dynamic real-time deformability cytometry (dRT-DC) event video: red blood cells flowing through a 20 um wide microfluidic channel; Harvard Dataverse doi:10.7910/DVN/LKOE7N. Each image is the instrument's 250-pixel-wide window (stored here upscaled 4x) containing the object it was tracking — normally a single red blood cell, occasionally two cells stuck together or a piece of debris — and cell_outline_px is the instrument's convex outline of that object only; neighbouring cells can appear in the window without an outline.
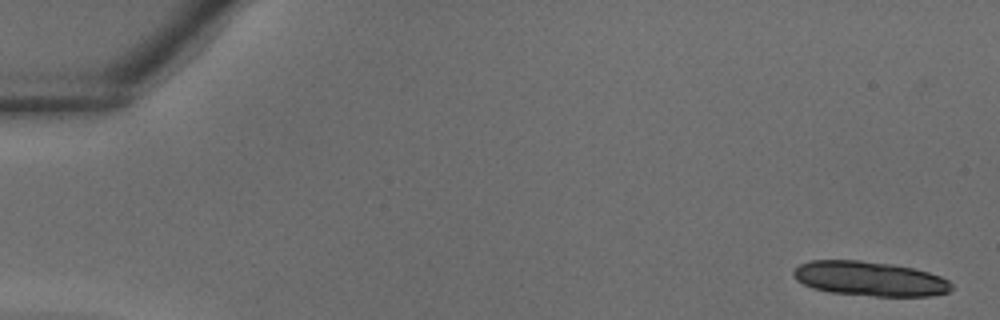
{"species": "common noctule bat (a hibernating species)", "species_latin": "Nyctalus noctula", "temperature_condition": "warm", "stored_images_in_passage": 38, "camera_frame_rate_fps": 3000, "um_per_image_px": 0.085, "animal": {"sex": "male", "body_mass_g": 18.8}, "frame": {"image": 1, "passage_image": 1, "time_ms": 0.0, "image_size_px": [1000, 320], "cell_outline_px": [[952, 288], [948, 292], [932, 296], [872, 296], [832, 292], [812, 288], [796, 280], [792, 272], [800, 264], [812, 260], [860, 260], [892, 264], [912, 268], [928, 272], [940, 276], [948, 280], [952, 284]], "centroid_in_image_um": [73.93, 23.69], "position_along_channel_um": 11.1, "area_um2": 31.79}}
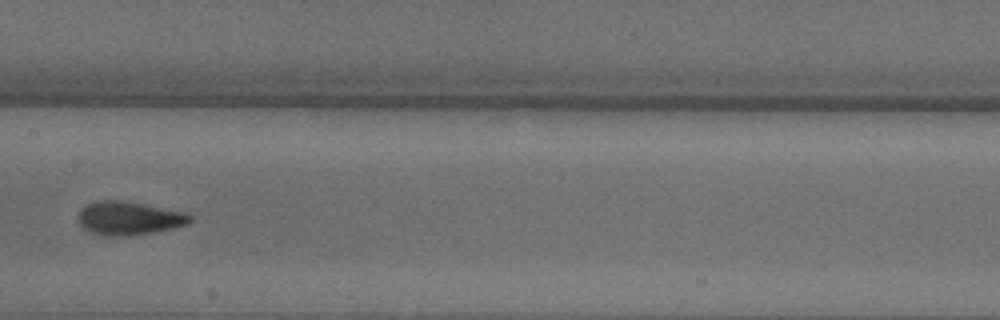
{"frame": {"image": 2, "passage_image": 20, "time_ms": 6.333, "image_size_px": [1000, 320], "cell_outline_px": [[192, 220], [188, 224], [172, 228], [128, 236], [104, 236], [88, 232], [80, 224], [80, 208], [96, 200], [120, 200], [188, 212], [192, 216]], "centroid_in_image_um": [10.97, 18.54], "position_along_channel_um": 196.4, "area_um2": 21.79}}
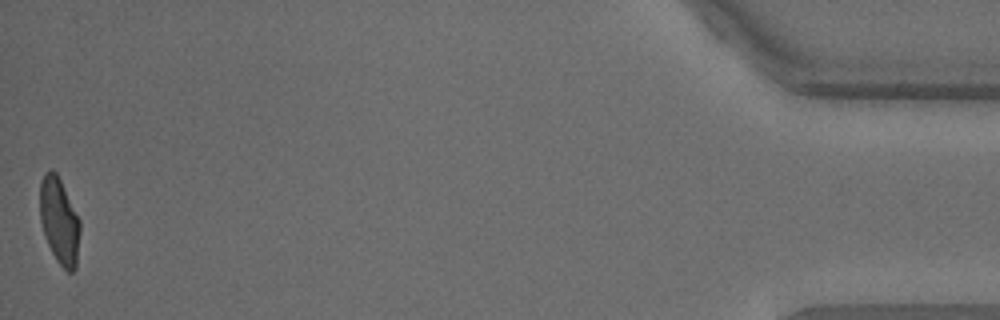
{"frame": {"image": 3, "passage_image": 38, "time_ms": 12.333, "image_size_px": [1000, 320], "cell_outline_px": [[80, 232], [76, 268], [72, 272], [68, 272], [56, 260], [44, 236], [40, 220], [40, 184], [44, 172], [52, 168], [56, 172], [80, 220]], "centroid_in_image_um": [5.04, 18.78], "position_along_channel_um": 430.2, "area_um2": 20.17}}